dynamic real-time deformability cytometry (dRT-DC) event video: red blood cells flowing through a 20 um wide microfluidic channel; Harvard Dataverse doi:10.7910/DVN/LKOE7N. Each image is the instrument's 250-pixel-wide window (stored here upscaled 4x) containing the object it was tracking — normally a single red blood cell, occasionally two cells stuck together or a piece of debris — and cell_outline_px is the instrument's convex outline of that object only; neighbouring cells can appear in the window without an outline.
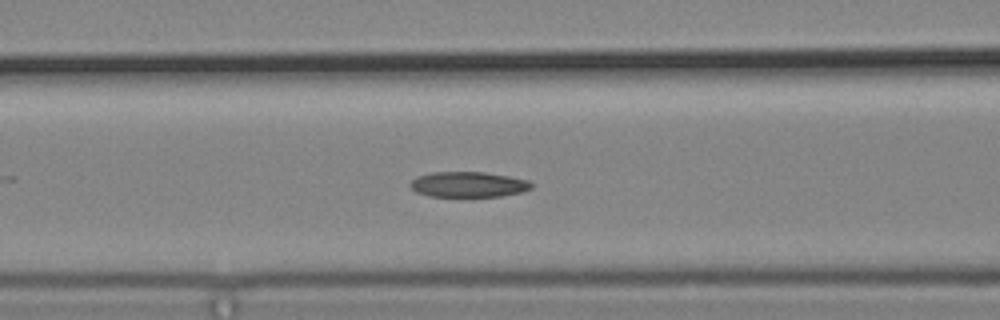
{"species": "common noctule bat (a hibernating species)", "species_latin": "Nyctalus noctula", "temperature_condition": "cold", "stored_images_in_passage": 22, "camera_frame_rate_fps": 3000, "um_per_image_px": 0.085, "animal": {"sex": "male", "body_mass_g": 19.2, "forearm_length_mm": 51.8}, "frame": {"image": 1, "passage_image": 8, "time_ms": 2.333, "image_size_px": [1000, 320], "cell_outline_px": [[532, 188], [524, 192], [500, 196], [428, 196], [416, 192], [408, 184], [416, 176], [432, 172], [484, 172], [508, 176], [528, 180], [532, 184]], "centroid_in_image_um": [39.8, 15.67], "position_along_channel_um": 126.8, "area_um2": 17.98}}
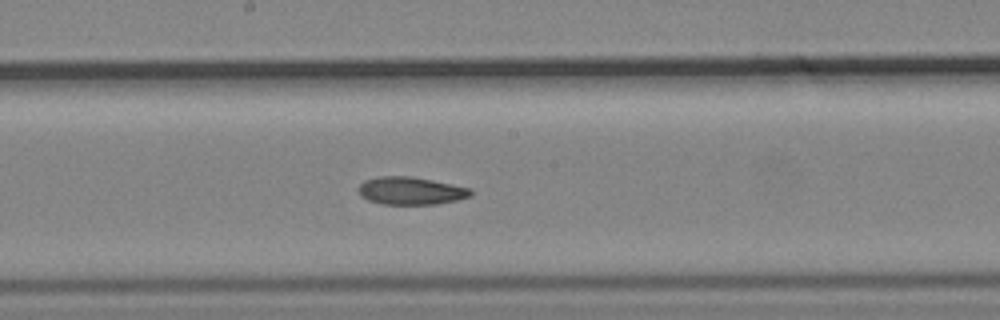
{"frame": {"image": 2, "passage_image": 15, "time_ms": 4.667, "image_size_px": [1000, 320], "cell_outline_px": [[472, 196], [456, 200], [436, 204], [380, 204], [368, 200], [360, 196], [360, 184], [364, 180], [380, 176], [412, 176], [472, 188]], "centroid_in_image_um": [34.93, 16.21], "position_along_channel_um": 213.3, "area_um2": 18.15}}
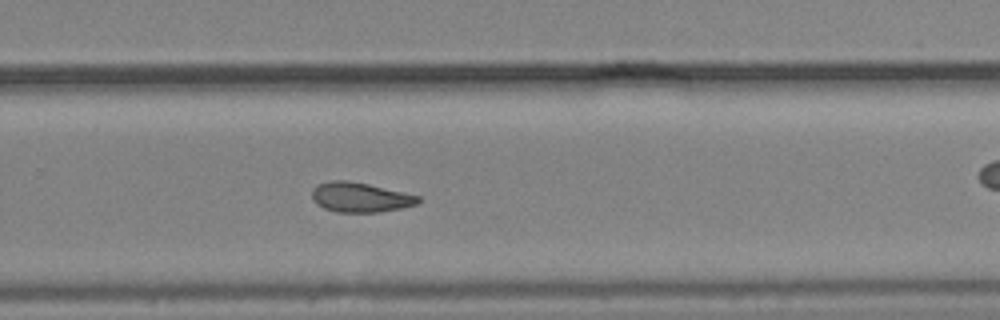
{"frame": {"image": 3, "passage_image": 22, "time_ms": 7.0, "image_size_px": [1000, 320], "cell_outline_px": [[420, 200], [416, 204], [404, 208], [380, 212], [336, 212], [324, 208], [316, 204], [312, 196], [312, 188], [316, 184], [328, 180], [348, 180], [368, 184], [420, 196]], "centroid_in_image_um": [30.59, 16.76], "position_along_channel_um": 299.2, "area_um2": 18.55}}